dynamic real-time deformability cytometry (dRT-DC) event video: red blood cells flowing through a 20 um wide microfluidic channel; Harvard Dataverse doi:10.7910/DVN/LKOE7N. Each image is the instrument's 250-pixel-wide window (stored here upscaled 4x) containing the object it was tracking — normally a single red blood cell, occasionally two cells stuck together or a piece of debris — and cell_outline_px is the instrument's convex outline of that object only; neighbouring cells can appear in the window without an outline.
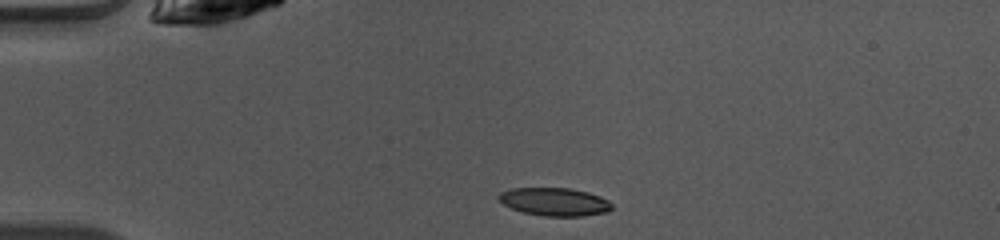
{"species": "common noctule bat (a hibernating species)", "species_latin": "Nyctalus noctula", "temperature_condition": "warm", "stored_images_in_passage": 39, "camera_frame_rate_fps": 3000, "um_per_image_px": 0.085, "animal": {"sex": "female", "body_mass_g": 10.0, "forearm_length_mm": 53.1}, "frame": {"image": 1, "passage_image": 1, "time_ms": 0.0, "image_size_px": [1000, 240], "cell_outline_px": [[612, 208], [608, 212], [584, 216], [544, 216], [524, 212], [512, 208], [504, 204], [496, 196], [500, 192], [512, 188], [568, 188], [588, 192], [600, 196], [608, 200], [612, 204]], "centroid_in_image_um": [47.16, 17.15], "position_along_channel_um": 37.8, "area_um2": 18.5}}
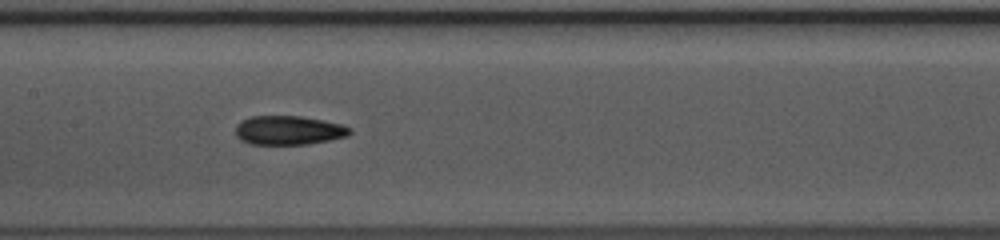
{"frame": {"image": 2, "passage_image": 14, "time_ms": 4.333, "image_size_px": [1000, 240], "cell_outline_px": [[352, 132], [348, 136], [308, 144], [248, 144], [240, 140], [236, 136], [236, 124], [240, 120], [252, 116], [300, 116], [340, 124], [352, 128]], "centroid_in_image_um": [24.5, 11.08], "position_along_channel_um": 182.9, "area_um2": 19.36}}
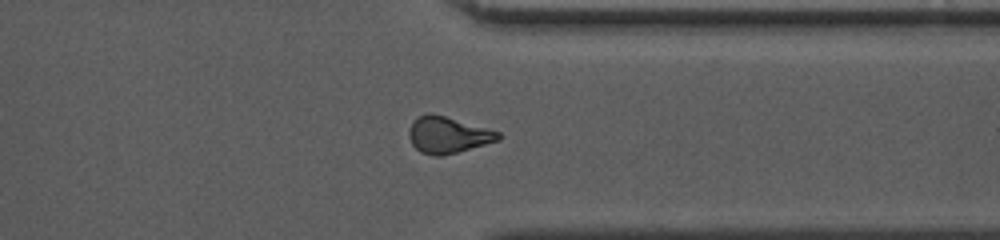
{"frame": {"image": 3, "passage_image": 28, "time_ms": 9.0, "image_size_px": [1000, 240], "cell_outline_px": [[500, 140], [456, 152], [440, 156], [432, 156], [420, 152], [412, 144], [408, 136], [408, 132], [412, 124], [420, 116], [428, 112], [432, 112], [488, 128], [500, 132]], "centroid_in_image_um": [38.07, 11.46], "position_along_channel_um": 373.3, "area_um2": 18.9}, "authors_computed_cell_mechanics": {"area_um2": 18.9006, "velocity_mm_per_s": 4.0991, "shape_relaxation_time_tau1_ms": 5.9147, "shape_relaxation_time_tau2_ms": 2.1305, "deformation_change_tau1": 0.1434, "deformation_change_tau2": 0.0902}}